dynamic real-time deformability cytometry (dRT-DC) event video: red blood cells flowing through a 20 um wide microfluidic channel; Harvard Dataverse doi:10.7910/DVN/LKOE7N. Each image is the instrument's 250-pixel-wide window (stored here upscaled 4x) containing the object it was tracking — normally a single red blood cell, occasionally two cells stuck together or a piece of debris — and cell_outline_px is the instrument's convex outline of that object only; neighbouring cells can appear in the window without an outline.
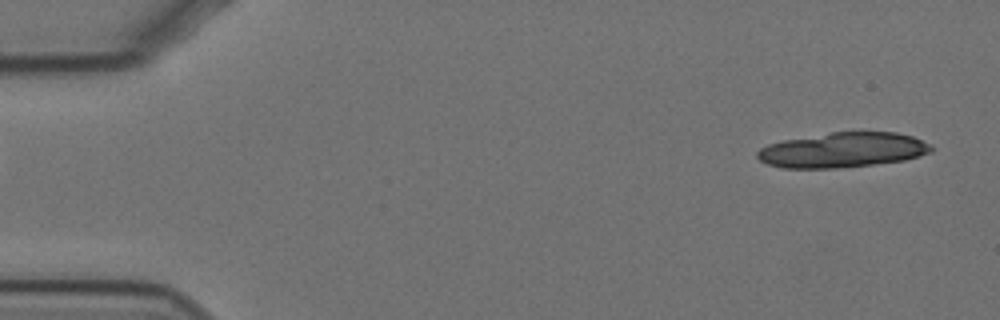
{"species": "Egyptian fruit bat (a non-hibernating species)", "species_latin": "Rousettus aegyptiacus", "temperature_condition": "cold", "stored_images_in_passage": 12, "camera_frame_rate_fps": 3000, "um_per_image_px": 0.085, "animal": {"sex": "female"}, "frame": {"image": 1, "passage_image": 2, "time_ms": 0.333, "image_size_px": [1000, 320], "cell_outline_px": [[932, 152], [920, 156], [904, 160], [872, 164], [836, 168], [784, 168], [768, 164], [760, 160], [756, 156], [756, 152], [760, 148], [768, 144], [784, 140], [832, 132], [896, 132], [912, 136], [932, 144]], "centroid_in_image_um": [71.65, 12.75], "position_along_channel_um": 13.4, "area_um2": 35.37}}